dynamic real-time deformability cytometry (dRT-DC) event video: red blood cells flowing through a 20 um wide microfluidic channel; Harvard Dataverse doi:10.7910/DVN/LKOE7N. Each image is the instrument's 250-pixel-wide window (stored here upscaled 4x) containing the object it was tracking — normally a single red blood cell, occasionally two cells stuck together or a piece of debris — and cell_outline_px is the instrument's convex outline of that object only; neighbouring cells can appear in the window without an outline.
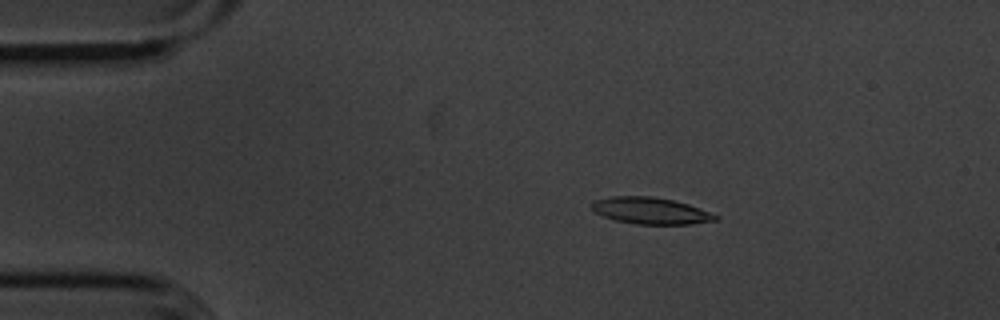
{"species": "common noctule bat (a hibernating species)", "species_latin": "Nyctalus noctula", "temperature_condition": "cold", "stored_images_in_passage": 50, "camera_frame_rate_fps": 3000, "um_per_image_px": 0.085, "animal": {"sex": "male", "body_mass_g": 20.1, "forearm_length_mm": 53.5}, "frame": {"image": 1, "passage_image": 5, "time_ms": 1.333, "image_size_px": [1000, 320], "cell_outline_px": [[720, 216], [716, 220], [692, 224], [636, 224], [616, 220], [604, 216], [596, 212], [588, 204], [592, 200], [612, 196], [652, 196], [672, 200], [688, 204], [700, 208]], "centroid_in_image_um": [55.28, 17.9], "position_along_channel_um": 29.7, "area_um2": 19.25}}
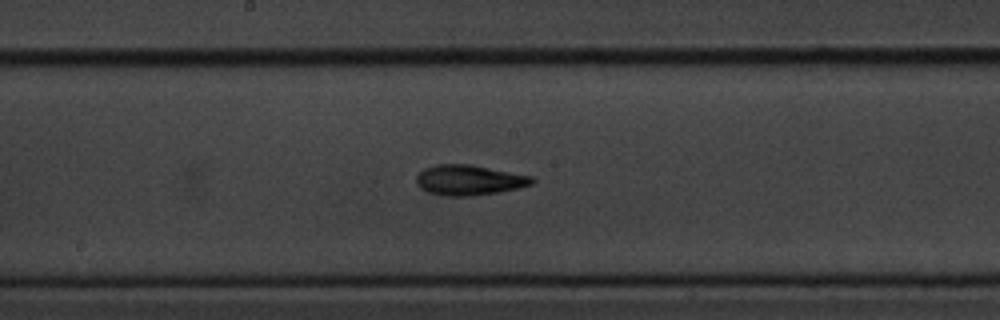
{"frame": {"image": 2, "passage_image": 24, "time_ms": 7.667, "image_size_px": [1000, 320], "cell_outline_px": [[536, 180], [532, 184], [500, 192], [468, 196], [440, 196], [428, 192], [420, 188], [416, 184], [416, 176], [424, 168], [436, 164], [472, 164], [532, 176]], "centroid_in_image_um": [39.85, 15.3], "position_along_channel_um": 208.4, "area_um2": 20.58}}
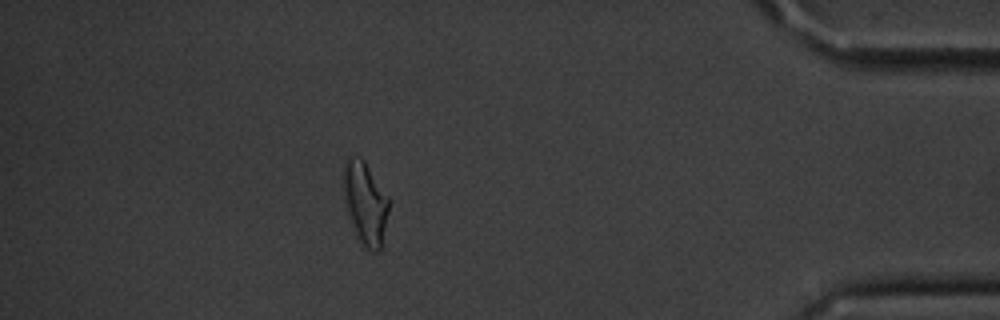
{"frame": {"image": 3, "passage_image": 44, "time_ms": 14.333, "image_size_px": [1000, 320], "cell_outline_px": [[388, 212], [380, 248], [376, 252], [372, 252], [360, 244], [356, 240], [340, 188], [344, 160], [348, 156], [360, 156], [364, 160], [388, 196]], "centroid_in_image_um": [30.97, 17.22], "position_along_channel_um": 404.2, "area_um2": 22.48}, "authors_computed_cell_mechanics": {"area_um2": 19.5653, "velocity_mm_per_s": 3.6085, "shape_relaxation_time_tau1_ms": 3.3607, "shape_relaxation_time_tau2_ms": 4.1298, "deformation_change_tau1": 0.1372, "deformation_change_tau2": 0.1364}}